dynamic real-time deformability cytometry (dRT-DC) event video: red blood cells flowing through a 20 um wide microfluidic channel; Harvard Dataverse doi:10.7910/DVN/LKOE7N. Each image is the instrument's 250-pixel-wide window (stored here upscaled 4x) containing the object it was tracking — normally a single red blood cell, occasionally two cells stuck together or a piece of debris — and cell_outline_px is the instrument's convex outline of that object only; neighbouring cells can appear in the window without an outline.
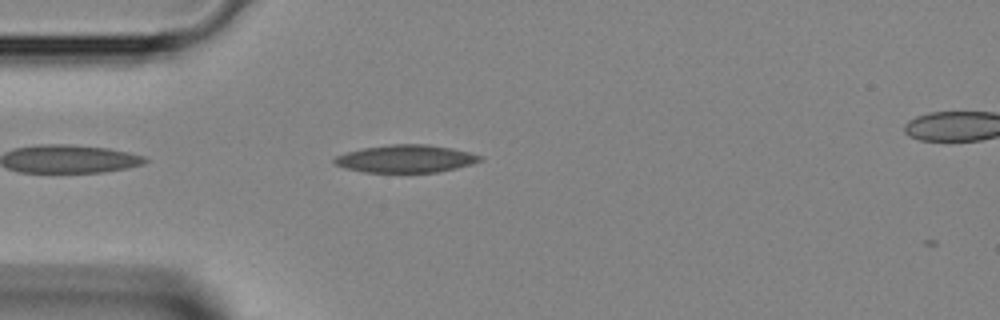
{"species": "Egyptian fruit bat (a non-hibernating species)", "species_latin": "Rousettus aegyptiacus", "temperature_condition": "room temperature", "stored_images_in_passage": 8, "camera_frame_rate_fps": 3000, "um_per_image_px": 0.085, "animal": {"sex": "female"}, "frame": {"image": 1, "passage_image": 4, "time_ms": 1.0, "image_size_px": [1000, 320], "cell_outline_px": [[484, 156], [480, 160], [472, 164], [456, 168], [436, 172], [364, 172], [348, 168], [336, 164], [332, 160], [336, 156], [348, 152], [364, 148], [388, 144], [428, 144], [452, 148]], "centroid_in_image_um": [34.52, 13.48], "position_along_channel_um": 50.5, "area_um2": 23.24}}
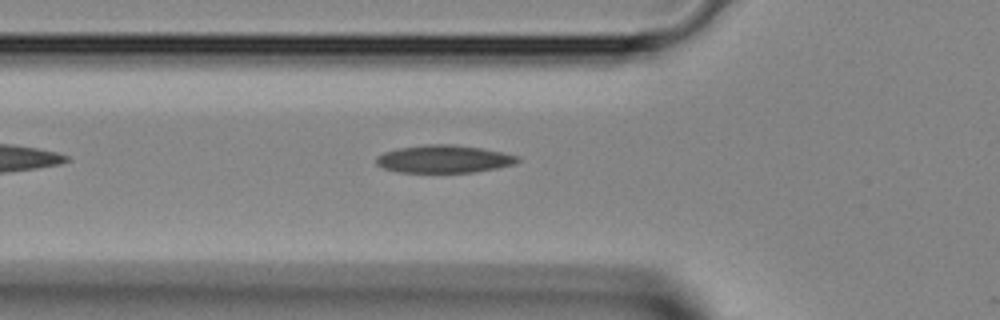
{"frame": {"image": 2, "passage_image": 7, "time_ms": 2.0, "image_size_px": [1000, 320], "cell_outline_px": [[520, 160], [516, 164], [476, 172], [400, 172], [384, 168], [376, 164], [376, 156], [384, 152], [396, 148], [424, 144], [452, 144], [480, 148], [520, 156]], "centroid_in_image_um": [37.72, 13.51], "position_along_channel_um": 88.1, "area_um2": 22.89}}